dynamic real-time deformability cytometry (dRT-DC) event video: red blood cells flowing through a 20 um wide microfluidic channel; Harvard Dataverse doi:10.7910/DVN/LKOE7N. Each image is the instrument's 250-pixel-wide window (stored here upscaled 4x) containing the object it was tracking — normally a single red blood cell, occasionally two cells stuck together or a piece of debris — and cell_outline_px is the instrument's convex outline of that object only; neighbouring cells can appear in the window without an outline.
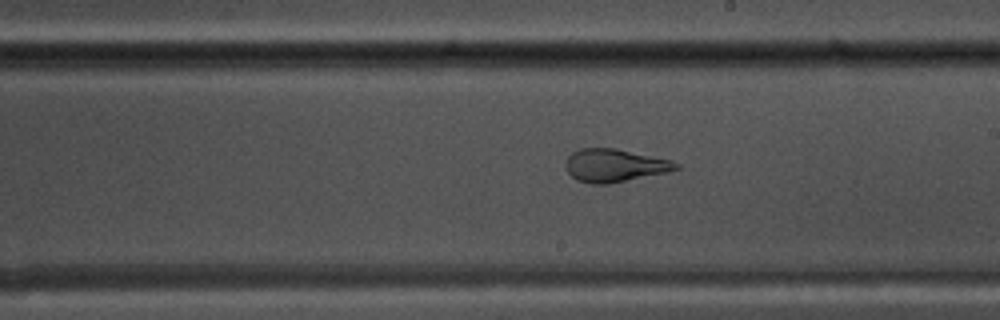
{"species": "common noctule bat (a hibernating species)", "species_latin": "Nyctalus noctula", "temperature_condition": "warm", "stored_images_in_passage": 43, "camera_frame_rate_fps": 3000, "um_per_image_px": 0.085, "animal": {"sex": "male", "body_mass_g": 17.5, "forearm_length_mm": 52.3}, "frame": {"image": 1, "passage_image": 20, "time_ms": 6.333, "image_size_px": [1000, 320], "cell_outline_px": [[680, 168], [668, 172], [608, 184], [592, 184], [576, 180], [568, 172], [564, 164], [568, 156], [572, 152], [580, 148], [616, 148], [672, 160], [680, 164]], "centroid_in_image_um": [52.24, 14.06], "position_along_channel_um": 236.8, "area_um2": 21.33}}
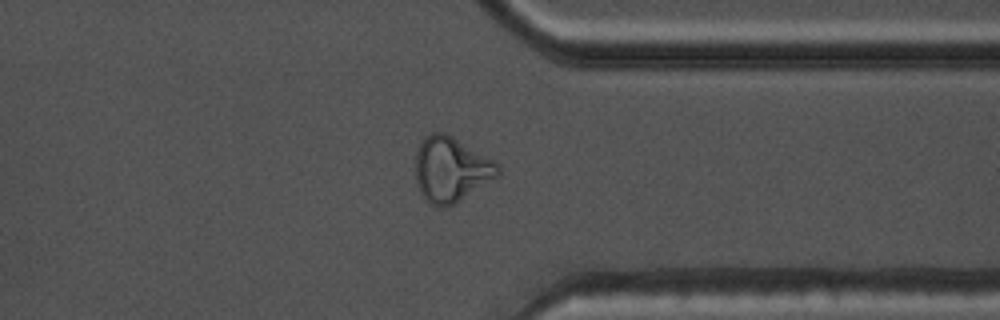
{"frame": {"image": 2, "passage_image": 31, "time_ms": 10.0, "image_size_px": [1000, 320], "cell_outline_px": [[500, 172], [496, 176], [452, 204], [444, 208], [440, 208], [432, 204], [420, 192], [416, 180], [416, 152], [420, 140], [424, 136], [432, 132], [444, 132], [452, 136], [500, 164]], "centroid_in_image_um": [38.29, 14.36], "position_along_channel_um": 373.1, "area_um2": 30.63}}
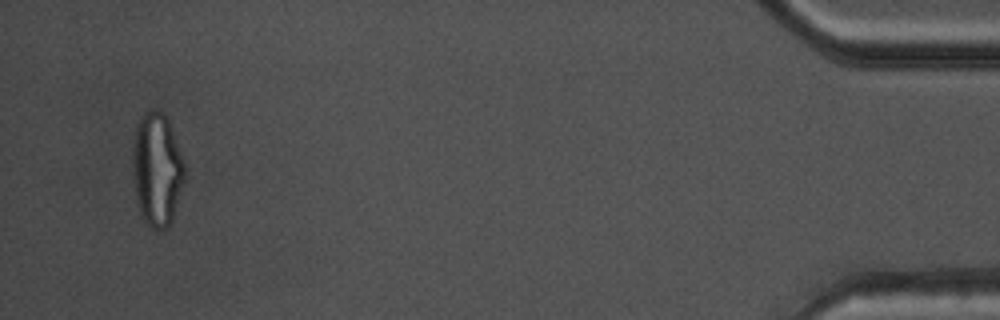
{"frame": {"image": 3, "passage_image": 41, "time_ms": 13.333, "image_size_px": [1000, 320], "cell_outline_px": [[184, 180], [172, 220], [164, 228], [152, 228], [144, 224], [140, 216], [136, 204], [132, 172], [132, 148], [136, 128], [140, 116], [144, 112], [152, 108], [156, 108], [164, 112], [168, 120], [184, 160]], "centroid_in_image_um": [13.3, 14.38], "position_along_channel_um": 421.9, "area_um2": 34.8}, "authors_computed_cell_mechanics": {"area_um2": 24.1604, "velocity_mm_per_s": 3.7832, "shape_relaxation_time_tau1_ms": null, "shape_relaxation_time_tau2_ms": 0.9977, "deformation_change_tau1": null, "deformation_change_tau2": 0.0766}}